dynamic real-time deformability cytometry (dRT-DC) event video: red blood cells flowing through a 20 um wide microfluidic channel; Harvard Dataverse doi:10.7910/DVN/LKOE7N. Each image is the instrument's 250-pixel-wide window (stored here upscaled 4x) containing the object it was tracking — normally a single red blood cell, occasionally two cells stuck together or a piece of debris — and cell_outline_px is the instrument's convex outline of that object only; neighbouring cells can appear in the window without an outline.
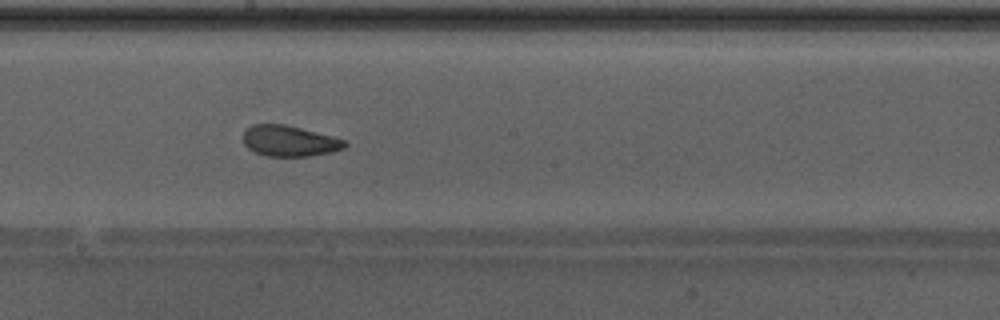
{"species": "Egyptian fruit bat (a non-hibernating species)", "species_latin": "Rousettus aegyptiacus", "temperature_condition": "warm", "stored_images_in_passage": 49, "camera_frame_rate_fps": 3000, "um_per_image_px": 0.085, "animal": {"sex": "male"}, "frame": {"image": 1, "passage_image": 28, "time_ms": 9.0, "image_size_px": [1000, 320], "cell_outline_px": [[348, 144], [344, 148], [332, 152], [308, 156], [264, 156], [248, 148], [244, 144], [244, 132], [252, 124], [284, 124], [348, 140]], "centroid_in_image_um": [24.63, 11.99], "position_along_channel_um": 223.6, "area_um2": 18.21}, "authors_computed_cell_mechanics": {"area_um2": 19.9988, "velocity_mm_per_s": 4.2917, "shape_relaxation_time_tau1_ms": 5.8295, "shape_relaxation_time_tau2_ms": 1.0405, "deformation_change_tau1": 0.1474, "deformation_change_tau2": 0.0653}}